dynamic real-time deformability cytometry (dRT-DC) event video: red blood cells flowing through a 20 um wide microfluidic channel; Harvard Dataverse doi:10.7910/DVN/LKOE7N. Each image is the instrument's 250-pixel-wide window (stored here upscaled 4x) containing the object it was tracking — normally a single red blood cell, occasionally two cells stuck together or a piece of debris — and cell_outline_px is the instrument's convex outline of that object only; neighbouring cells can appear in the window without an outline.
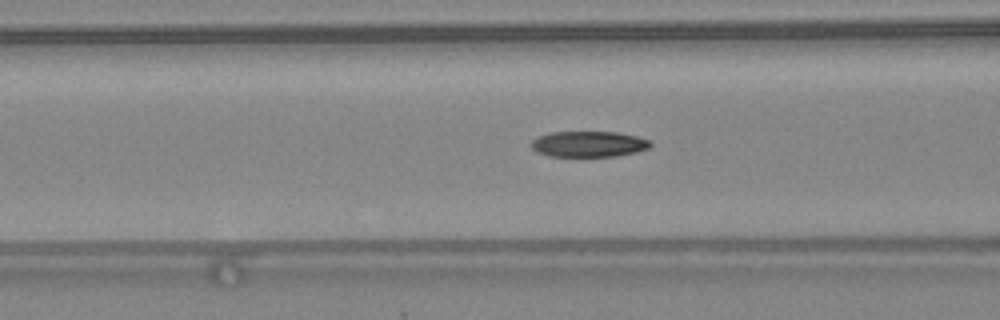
{"species": "common noctule bat (a hibernating species)", "species_latin": "Nyctalus noctula", "temperature_condition": "warm", "stored_images_in_passage": 40, "camera_frame_rate_fps": 3000, "um_per_image_px": 0.085, "animal": {"sex": "female", "body_mass_g": 24.6, "forearm_length_mm": 56.2}, "frame": {"image": 1, "passage_image": 12, "time_ms": 3.667, "image_size_px": [1000, 320], "cell_outline_px": [[652, 144], [648, 148], [636, 152], [616, 156], [548, 156], [536, 152], [528, 144], [536, 136], [552, 132], [616, 132], [636, 136], [648, 140]], "centroid_in_image_um": [49.97, 12.24], "position_along_channel_um": 116.6, "area_um2": 17.98}, "authors_computed_cell_mechanics": {"area_um2": 18.6405, "velocity_mm_per_s": 4.3847, "shape_relaxation_time_tau1_ms": null, "shape_relaxation_time_tau2_ms": 2.8763, "deformation_change_tau1": null, "deformation_change_tau2": 0.105}}